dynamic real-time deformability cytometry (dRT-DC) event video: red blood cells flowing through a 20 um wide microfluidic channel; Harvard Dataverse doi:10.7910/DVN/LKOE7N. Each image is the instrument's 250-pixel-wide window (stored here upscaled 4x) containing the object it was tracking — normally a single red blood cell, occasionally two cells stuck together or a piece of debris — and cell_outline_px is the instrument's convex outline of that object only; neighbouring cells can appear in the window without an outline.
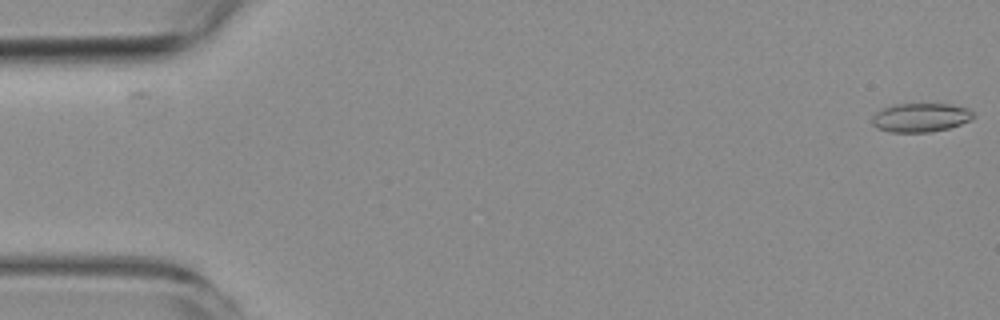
{"species": "common noctule bat (a hibernating species)", "species_latin": "Nyctalus noctula", "temperature_condition": "room temperature", "stored_images_in_passage": 7, "camera_frame_rate_fps": 3000, "um_per_image_px": 0.085, "animal": {"sex": "female", "body_mass_g": 19.3, "forearm_length_mm": 54.1}, "frame": {"image": 1, "passage_image": 1, "time_ms": 0.0, "image_size_px": [1000, 320], "cell_outline_px": [[972, 120], [948, 128], [932, 132], [892, 132], [876, 128], [872, 124], [872, 116], [876, 112], [892, 104], [952, 104], [968, 108], [972, 112]], "centroid_in_image_um": [78.23, 9.99], "position_along_channel_um": 6.8, "area_um2": 17.05}}
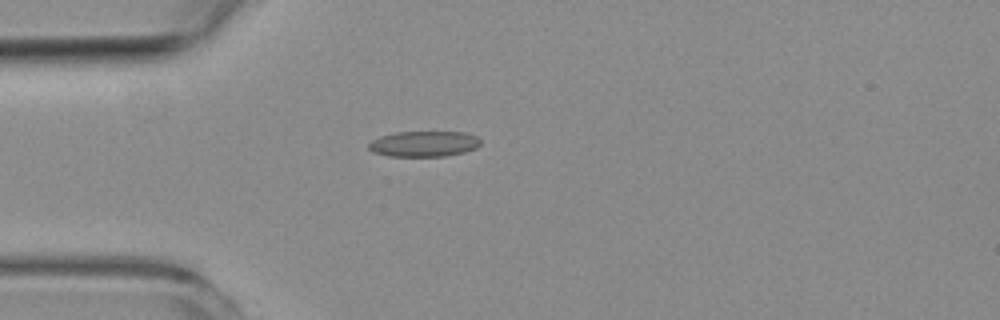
{"frame": {"image": 2, "passage_image": 5, "time_ms": 4.667, "image_size_px": [1000, 320], "cell_outline_px": [[480, 144], [476, 148], [464, 152], [444, 156], [388, 156], [372, 152], [368, 148], [368, 144], [372, 140], [380, 136], [396, 132], [464, 132], [476, 136], [480, 140]], "centroid_in_image_um": [36.01, 12.23], "position_along_channel_um": 49.0, "area_um2": 16.7}}